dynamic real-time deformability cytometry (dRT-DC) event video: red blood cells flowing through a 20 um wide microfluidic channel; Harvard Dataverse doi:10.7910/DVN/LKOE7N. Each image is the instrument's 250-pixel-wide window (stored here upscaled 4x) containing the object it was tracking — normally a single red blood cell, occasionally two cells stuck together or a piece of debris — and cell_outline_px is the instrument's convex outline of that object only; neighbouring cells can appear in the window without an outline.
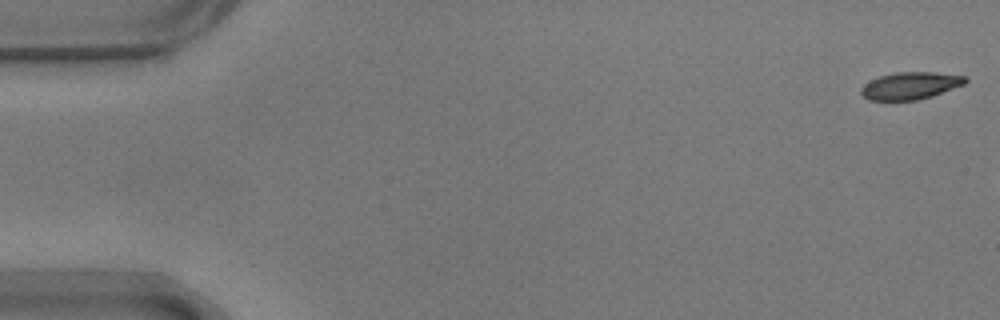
{"species": "common noctule bat (a hibernating species)", "species_latin": "Nyctalus noctula", "temperature_condition": "warm", "stored_images_in_passage": 8, "camera_frame_rate_fps": 3000, "um_per_image_px": 0.085, "animal": {"sex": "male", "body_mass_g": 17.9}, "frame": {"image": 1, "passage_image": 1, "time_ms": 0.0, "image_size_px": [1000, 320], "cell_outline_px": [[968, 80], [964, 84], [932, 96], [916, 100], [868, 100], [860, 92], [860, 88], [864, 84], [880, 76], [896, 72], [936, 72], [968, 76]], "centroid_in_image_um": [77.4, 7.27], "position_along_channel_um": 7.6, "area_um2": 16.53}}